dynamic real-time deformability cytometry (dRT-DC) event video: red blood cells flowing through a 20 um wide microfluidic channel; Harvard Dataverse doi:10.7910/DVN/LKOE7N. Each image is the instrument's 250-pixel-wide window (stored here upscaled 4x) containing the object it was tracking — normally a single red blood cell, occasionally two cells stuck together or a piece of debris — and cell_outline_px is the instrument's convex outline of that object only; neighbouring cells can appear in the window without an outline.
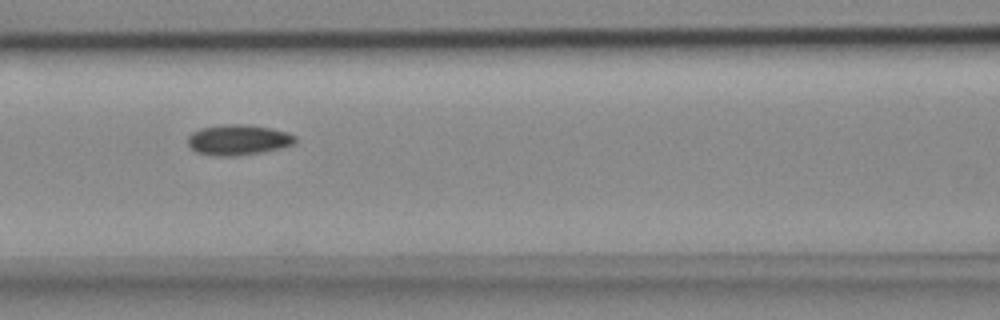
{"species": "common noctule bat (a hibernating species)", "species_latin": "Nyctalus noctula", "temperature_condition": "cold", "stored_images_in_passage": 8, "camera_frame_rate_fps": 3000, "um_per_image_px": 0.085, "animal": {"sex": "female", "body_mass_g": 18.4}, "frame": {"image": 1, "passage_image": 7, "time_ms": 2.0, "image_size_px": [1000, 320], "cell_outline_px": [[296, 140], [292, 144], [260, 152], [232, 156], [216, 156], [196, 152], [188, 144], [188, 136], [192, 132], [200, 128], [224, 124], [252, 124], [288, 132], [296, 136]], "centroid_in_image_um": [20.22, 11.86], "position_along_channel_um": 146.4, "area_um2": 18.96}}
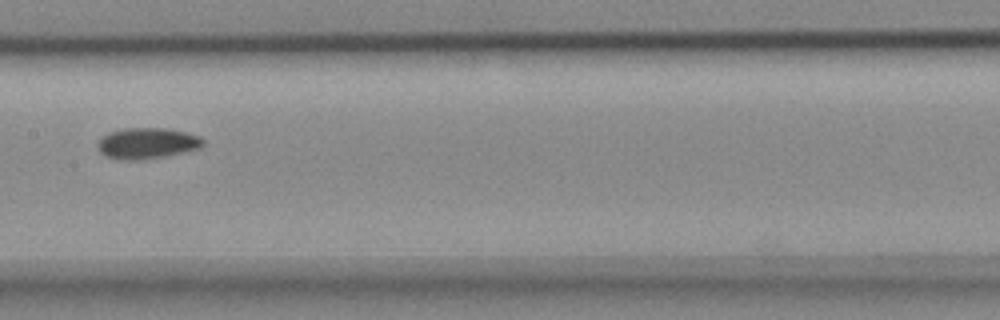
{"frame": {"image": 2, "passage_image": 8, "time_ms": 2.333, "image_size_px": [1000, 320], "cell_outline_px": [[204, 144], [200, 148], [160, 156], [136, 160], [124, 160], [108, 156], [100, 152], [96, 144], [108, 132], [124, 128], [164, 128], [184, 132], [200, 136], [204, 140]], "centroid_in_image_um": [12.49, 12.16], "position_along_channel_um": 194.9, "area_um2": 18.61}}